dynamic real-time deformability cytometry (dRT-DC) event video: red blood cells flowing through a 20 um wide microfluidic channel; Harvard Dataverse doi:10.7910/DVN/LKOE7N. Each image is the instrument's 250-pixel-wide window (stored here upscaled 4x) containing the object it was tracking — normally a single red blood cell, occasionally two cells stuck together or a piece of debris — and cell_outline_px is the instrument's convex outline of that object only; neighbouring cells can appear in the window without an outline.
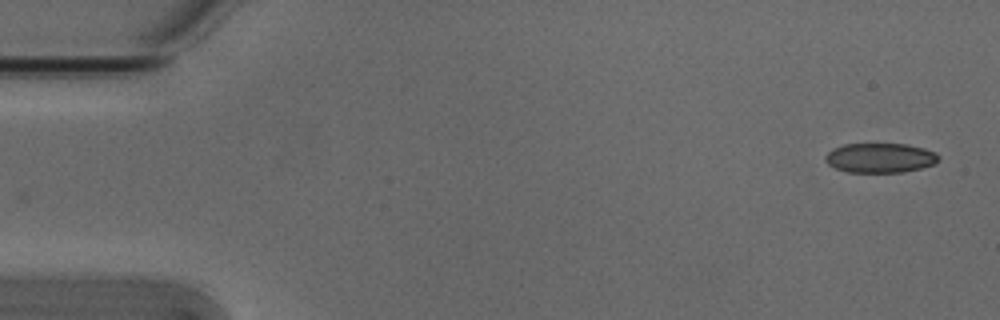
{"species": "Egyptian fruit bat (a non-hibernating species)", "species_latin": "Rousettus aegyptiacus", "temperature_condition": "cold", "stored_images_in_passage": 4, "camera_frame_rate_fps": 3000, "um_per_image_px": 0.085, "animal": {"sex": "male"}, "frame": {"image": 1, "passage_image": 1, "time_ms": 0.0, "image_size_px": [1000, 320], "cell_outline_px": [[940, 160], [932, 164], [920, 168], [904, 172], [848, 172], [836, 168], [828, 164], [824, 160], [824, 156], [832, 148], [844, 144], [904, 144], [924, 148], [936, 152], [940, 156]], "centroid_in_image_um": [74.8, 13.41], "position_along_channel_um": 10.2, "area_um2": 19.59}}
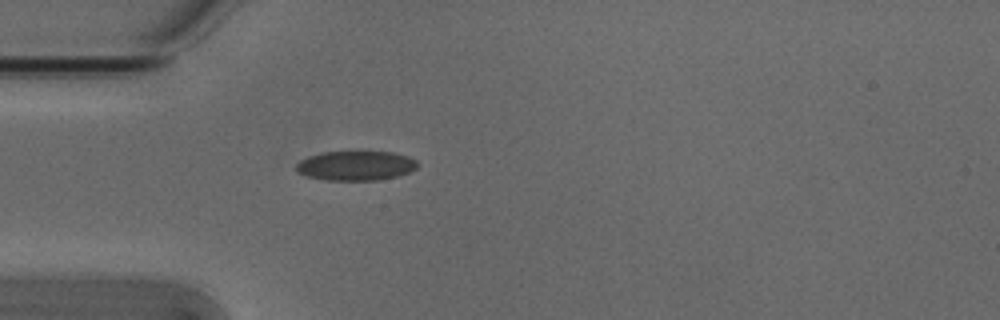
{"frame": {"image": 2, "passage_image": 4, "time_ms": 1.0, "image_size_px": [1000, 320], "cell_outline_px": [[420, 164], [416, 168], [408, 172], [396, 176], [380, 180], [328, 180], [308, 176], [296, 172], [296, 164], [300, 160], [308, 156], [320, 152], [392, 152], [408, 156], [416, 160]], "centroid_in_image_um": [30.24, 14.08], "position_along_channel_um": 54.8, "area_um2": 20.87}}